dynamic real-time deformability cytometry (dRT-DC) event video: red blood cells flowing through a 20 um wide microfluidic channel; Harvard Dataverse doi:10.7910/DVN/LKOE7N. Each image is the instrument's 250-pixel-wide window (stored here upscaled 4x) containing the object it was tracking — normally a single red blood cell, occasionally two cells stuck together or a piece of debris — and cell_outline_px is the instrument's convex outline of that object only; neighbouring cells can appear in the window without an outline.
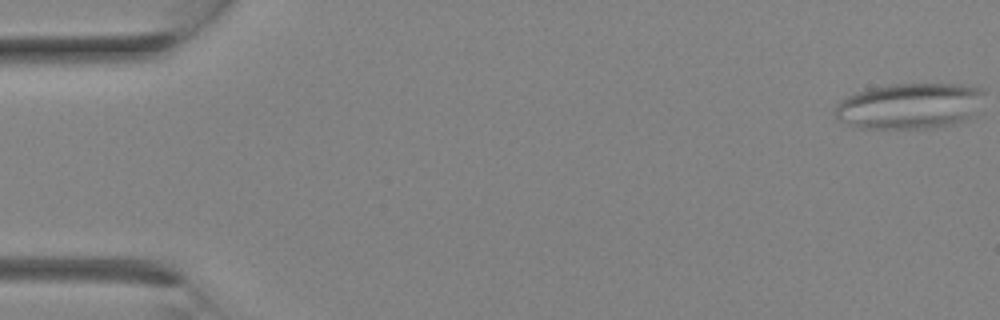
{"species": "Egyptian fruit bat (a non-hibernating species)", "species_latin": "Rousettus aegyptiacus", "temperature_condition": "room temperature", "stored_images_in_passage": 9, "camera_frame_rate_fps": 3000, "um_per_image_px": 0.085, "animal": {"sex": "female"}, "frame": {"image": 1, "passage_image": 1, "time_ms": 0.0, "image_size_px": [1000, 320], "cell_outline_px": [[984, 92], [972, 116], [968, 120], [952, 124], [932, 128], [860, 128], [848, 124], [840, 120], [832, 112], [836, 104], [840, 100], [856, 92], [868, 88], [888, 84], [964, 84], [984, 88]], "centroid_in_image_um": [77.3, 9.0], "position_along_channel_um": 7.7, "area_um2": 40.06}}